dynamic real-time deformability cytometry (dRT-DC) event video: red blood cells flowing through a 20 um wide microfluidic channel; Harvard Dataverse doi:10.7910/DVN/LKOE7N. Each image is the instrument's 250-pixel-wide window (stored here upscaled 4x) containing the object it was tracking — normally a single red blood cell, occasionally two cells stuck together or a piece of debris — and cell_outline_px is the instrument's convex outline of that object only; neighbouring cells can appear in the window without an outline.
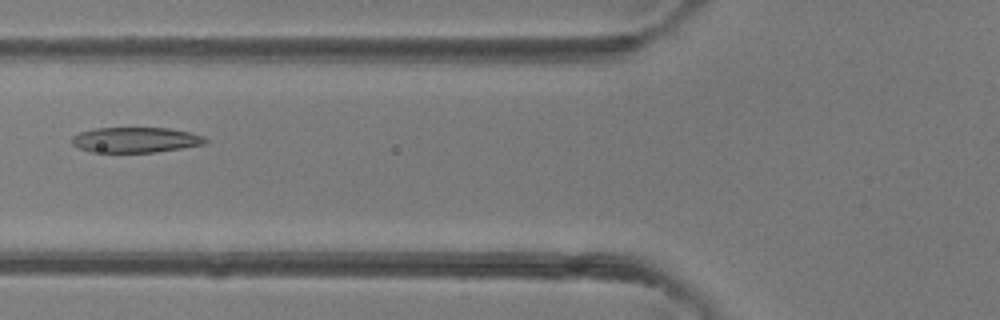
{"species": "common noctule bat (a hibernating species)", "species_latin": "Nyctalus noctula", "temperature_condition": "room temperature", "stored_images_in_passage": 5, "camera_frame_rate_fps": 3000, "um_per_image_px": 0.085, "animal": {"sex": "female"}, "frame": {"image": 1, "passage_image": 5, "time_ms": 4.333, "image_size_px": [1000, 320], "cell_outline_px": [[208, 144], [156, 152], [92, 152], [80, 148], [72, 144], [72, 136], [80, 132], [96, 128], [168, 128], [188, 132], [204, 136], [208, 140]], "centroid_in_image_um": [11.56, 11.89], "position_along_channel_um": 114.2, "area_um2": 19.71}}